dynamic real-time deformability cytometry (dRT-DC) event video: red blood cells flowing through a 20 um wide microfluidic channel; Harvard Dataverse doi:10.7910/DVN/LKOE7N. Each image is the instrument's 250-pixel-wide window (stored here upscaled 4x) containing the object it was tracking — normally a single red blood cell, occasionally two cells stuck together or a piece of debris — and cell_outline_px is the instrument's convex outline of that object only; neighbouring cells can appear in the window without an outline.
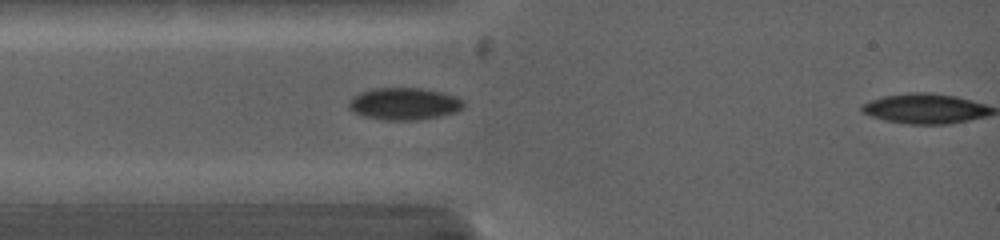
{"species": "common noctule bat (a hibernating species)", "species_latin": "Nyctalus noctula", "temperature_condition": "warm", "stored_images_in_passage": 7, "camera_frame_rate_fps": 5000, "um_per_image_px": 0.085, "animal": {"sex": "female", "body_mass_g": 19.0, "forearm_length_mm": 53.3}, "frame": {"image": 1, "passage_image": 6, "time_ms": 2.0, "image_size_px": [1000, 240], "cell_outline_px": [[464, 108], [456, 112], [416, 120], [384, 120], [364, 116], [348, 108], [348, 100], [352, 96], [360, 92], [372, 88], [420, 88], [440, 92], [456, 96], [464, 100]], "centroid_in_image_um": [34.34, 8.81], "position_along_channel_um": 50.7, "area_um2": 21.5}}